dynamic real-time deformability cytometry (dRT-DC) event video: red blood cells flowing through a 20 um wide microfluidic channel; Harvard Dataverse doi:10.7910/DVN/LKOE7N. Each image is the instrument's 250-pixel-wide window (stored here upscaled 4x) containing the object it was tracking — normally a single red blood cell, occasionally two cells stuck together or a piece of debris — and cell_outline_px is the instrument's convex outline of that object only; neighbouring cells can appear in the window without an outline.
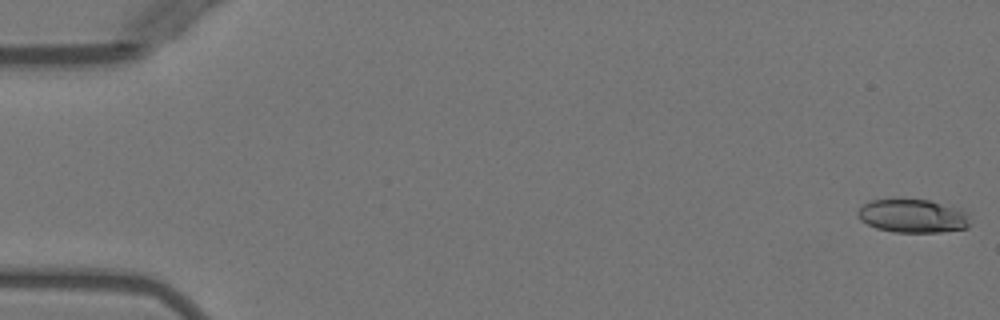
{"species": "Egyptian fruit bat (a non-hibernating species)", "species_latin": "Rousettus aegyptiacus", "temperature_condition": "warm", "stored_images_in_passage": 51, "camera_frame_rate_fps": 3000, "um_per_image_px": 0.085, "animal": {"sex": "female"}, "frame": {"image": 1, "passage_image": 1, "time_ms": 0.0, "image_size_px": [1000, 320], "cell_outline_px": [[968, 228], [940, 232], [892, 232], [876, 228], [860, 220], [856, 212], [864, 204], [872, 200], [928, 200], [964, 208], [968, 212]], "centroid_in_image_um": [77.63, 18.36], "position_along_channel_um": 7.4, "area_um2": 21.96}}
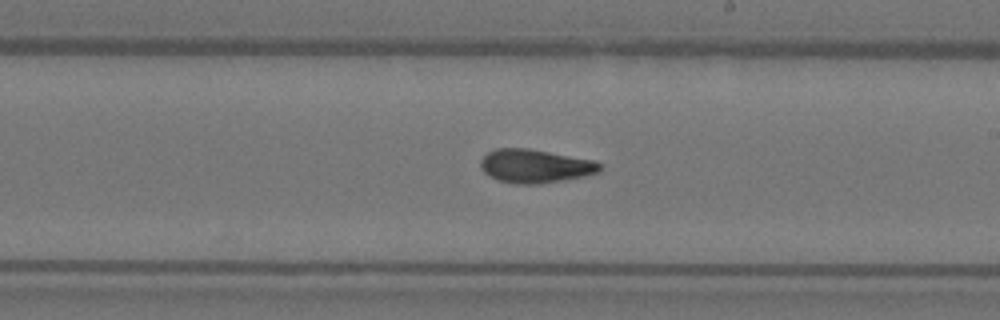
{"frame": {"image": 2, "passage_image": 30, "time_ms": 9.667, "image_size_px": [1000, 320], "cell_outline_px": [[604, 168], [600, 172], [584, 176], [540, 184], [516, 184], [500, 180], [484, 172], [480, 168], [480, 160], [488, 152], [496, 148], [528, 148], [596, 160], [604, 164]], "centroid_in_image_um": [45.55, 14.1], "position_along_channel_um": 243.4, "area_um2": 23.52}}
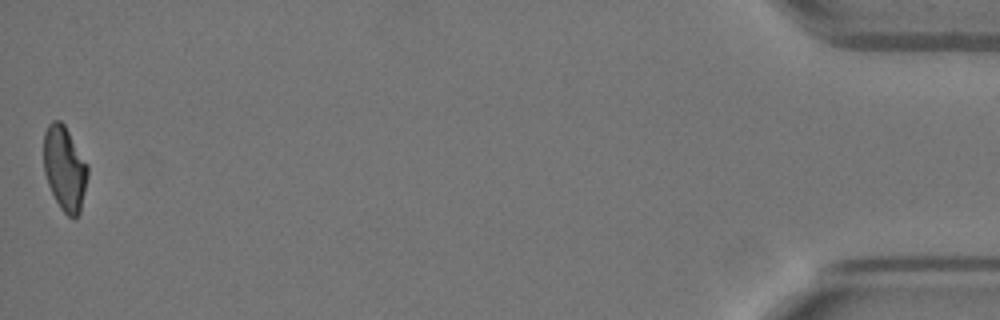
{"frame": {"image": 3, "passage_image": 51, "time_ms": 16.667, "image_size_px": [1000, 320], "cell_outline_px": [[88, 176], [80, 212], [76, 220], [72, 220], [60, 208], [48, 184], [44, 172], [44, 132], [48, 124], [52, 120], [60, 120], [64, 124], [88, 164]], "centroid_in_image_um": [5.5, 14.33], "position_along_channel_um": 429.7, "area_um2": 21.85}, "authors_computed_cell_mechanics": {"area_um2": 22.5998, "velocity_mm_per_s": 3.9891, "shape_relaxation_time_tau1_ms": null, "shape_relaxation_time_tau2_ms": 2.4347, "deformation_change_tau1": null, "deformation_change_tau2": 0.0931}}